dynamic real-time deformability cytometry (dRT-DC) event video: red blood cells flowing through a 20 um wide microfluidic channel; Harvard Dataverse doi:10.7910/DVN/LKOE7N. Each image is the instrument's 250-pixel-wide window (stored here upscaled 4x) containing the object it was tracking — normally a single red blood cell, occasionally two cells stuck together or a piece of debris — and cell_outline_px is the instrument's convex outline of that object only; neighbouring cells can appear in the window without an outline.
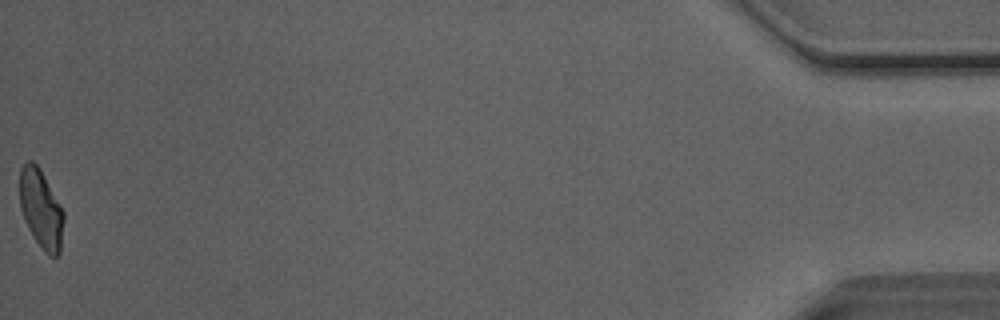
{"species": "Egyptian fruit bat (a non-hibernating species)", "species_latin": "Rousettus aegyptiacus", "temperature_condition": "room temperature", "stored_images_in_passage": 35, "camera_frame_rate_fps": 3000, "um_per_image_px": 0.085, "animal": {"sex": "male"}, "frame": {"image": 1, "passage_image": 35, "time_ms": 11.333, "image_size_px": [1000, 320], "cell_outline_px": [[64, 220], [60, 252], [56, 256], [48, 256], [44, 252], [28, 228], [24, 220], [20, 208], [20, 168], [28, 160], [32, 160], [40, 168], [60, 204], [64, 212]], "centroid_in_image_um": [3.49, 17.76], "position_along_channel_um": 431.7, "area_um2": 20.23}, "authors_computed_cell_mechanics": {"area_um2": 21.1548, "velocity_mm_per_s": 4.0753, "shape_relaxation_time_tau1_ms": null, "shape_relaxation_time_tau2_ms": 1.4076, "deformation_change_tau1": null, "deformation_change_tau2": 0.0793}}